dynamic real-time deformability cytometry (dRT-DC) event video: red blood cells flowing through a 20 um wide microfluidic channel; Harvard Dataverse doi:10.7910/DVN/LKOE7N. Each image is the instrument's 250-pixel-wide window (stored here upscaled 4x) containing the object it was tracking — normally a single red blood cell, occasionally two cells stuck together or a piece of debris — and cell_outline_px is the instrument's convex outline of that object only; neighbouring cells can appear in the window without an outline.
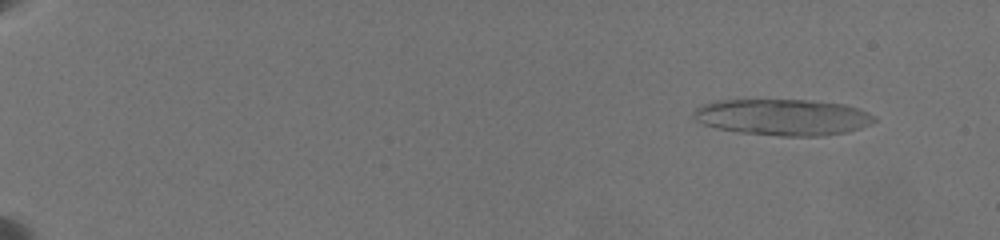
{"species": "common noctule bat (a hibernating species)", "species_latin": "Nyctalus noctula", "temperature_condition": "warm", "stored_images_in_passage": 19, "camera_frame_rate_fps": 3000, "um_per_image_px": 0.085, "animal": {"sex": "female", "body_mass_g": 19.5, "forearm_length_mm": 54.1}, "frame": {"image": 1, "passage_image": 4, "time_ms": 1.667, "image_size_px": [1000, 240], "cell_outline_px": [[876, 120], [856, 128], [844, 132], [820, 136], [784, 136], [744, 132], [720, 128], [704, 124], [696, 116], [696, 108], [704, 104], [724, 100], [804, 100], [844, 104], [868, 112], [876, 116]], "centroid_in_image_um": [66.59, 9.95], "position_along_channel_um": 18.4, "area_um2": 37.11}}